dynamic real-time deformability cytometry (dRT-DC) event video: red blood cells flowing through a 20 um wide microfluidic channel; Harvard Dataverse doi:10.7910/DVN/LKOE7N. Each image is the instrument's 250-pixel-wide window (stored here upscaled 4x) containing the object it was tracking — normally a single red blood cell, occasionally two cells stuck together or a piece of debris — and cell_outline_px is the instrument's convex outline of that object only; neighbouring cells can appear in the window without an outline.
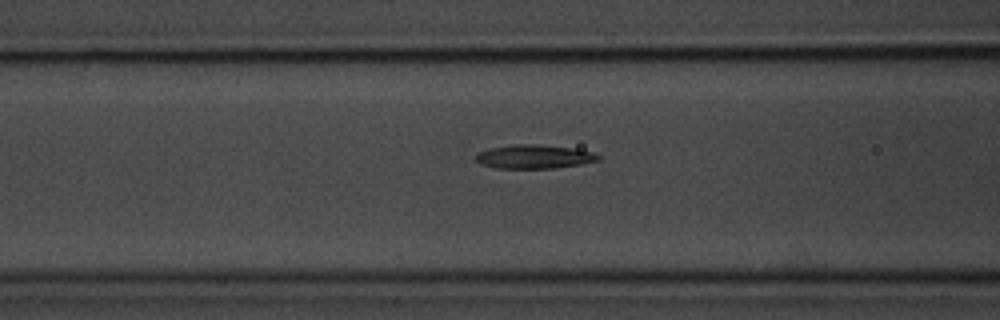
{"species": "common noctule bat (a hibernating species)", "species_latin": "Nyctalus noctula", "temperature_condition": "room temperature", "stored_images_in_passage": 39, "camera_frame_rate_fps": 3000, "um_per_image_px": 0.085, "animal": {"sex": "male", "body_mass_g": 20.1, "forearm_length_mm": 53.5}, "frame": {"image": 1, "passage_image": 9, "time_ms": 2.667, "image_size_px": [1000, 320], "cell_outline_px": [[600, 160], [580, 164], [556, 168], [496, 168], [480, 164], [476, 160], [476, 152], [488, 148], [512, 144], [536, 144], [572, 148], [592, 152], [600, 156]], "centroid_in_image_um": [45.35, 13.31], "position_along_channel_um": 121.2, "area_um2": 17.05}}
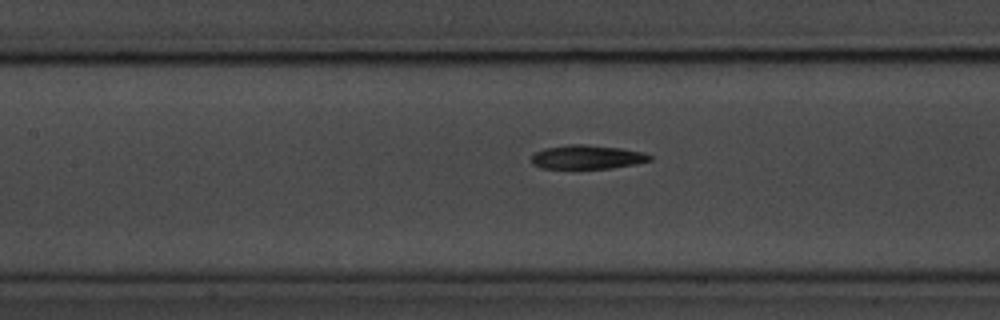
{"frame": {"image": 2, "passage_image": 12, "time_ms": 3.667, "image_size_px": [1000, 320], "cell_outline_px": [[652, 160], [636, 164], [612, 168], [540, 168], [532, 164], [532, 156], [536, 152], [544, 148], [568, 144], [588, 144], [620, 148], [644, 152], [652, 156]], "centroid_in_image_um": [49.92, 13.34], "position_along_channel_um": 157.5, "area_um2": 16.59}}
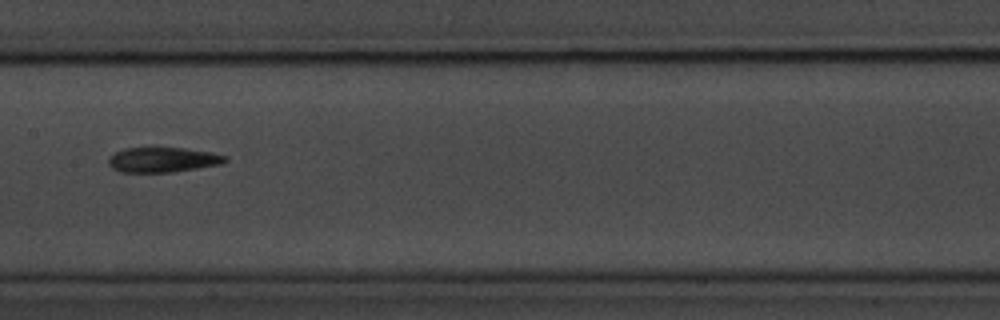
{"frame": {"image": 3, "passage_image": 15, "time_ms": 4.667, "image_size_px": [1000, 320], "cell_outline_px": [[228, 160], [220, 164], [172, 172], [120, 172], [112, 168], [108, 164], [108, 160], [116, 152], [124, 148], [184, 148], [212, 152], [228, 156]], "centroid_in_image_um": [13.85, 13.58], "position_along_channel_um": 193.5, "area_um2": 16.88}, "authors_computed_cell_mechanics": {"area_um2": 16.8776, "velocity_mm_per_s": 3.6148, "shape_relaxation_time_tau1_ms": 3.9407, "shape_relaxation_time_tau2_ms": 3.7493, "deformation_change_tau1": 0.1363, "deformation_change_tau2": 0.1196}}